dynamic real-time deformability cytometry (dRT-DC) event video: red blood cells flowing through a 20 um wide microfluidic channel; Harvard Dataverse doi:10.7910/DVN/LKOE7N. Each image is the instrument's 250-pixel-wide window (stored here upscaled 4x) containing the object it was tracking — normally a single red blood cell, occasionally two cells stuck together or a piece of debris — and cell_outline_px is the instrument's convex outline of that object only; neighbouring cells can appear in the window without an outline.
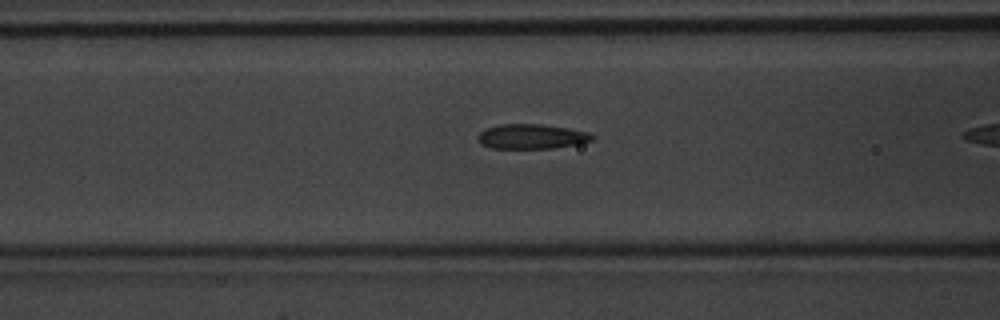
{"species": "common noctule bat (a hibernating species)", "species_latin": "Nyctalus noctula", "temperature_condition": "warm", "stored_images_in_passage": 5, "camera_frame_rate_fps": 3000, "um_per_image_px": 0.085, "animal": {"sex": "male", "body_mass_g": 20.1, "forearm_length_mm": 53.5}, "frame": {"image": 1, "passage_image": 4, "time_ms": 1.0, "image_size_px": [1000, 320], "cell_outline_px": [[596, 136], [592, 140], [576, 144], [552, 148], [492, 148], [480, 144], [476, 140], [476, 136], [484, 128], [500, 124], [540, 124], [568, 128], [588, 132]], "centroid_in_image_um": [45.13, 11.59], "position_along_channel_um": 121.5, "area_um2": 16.59}}